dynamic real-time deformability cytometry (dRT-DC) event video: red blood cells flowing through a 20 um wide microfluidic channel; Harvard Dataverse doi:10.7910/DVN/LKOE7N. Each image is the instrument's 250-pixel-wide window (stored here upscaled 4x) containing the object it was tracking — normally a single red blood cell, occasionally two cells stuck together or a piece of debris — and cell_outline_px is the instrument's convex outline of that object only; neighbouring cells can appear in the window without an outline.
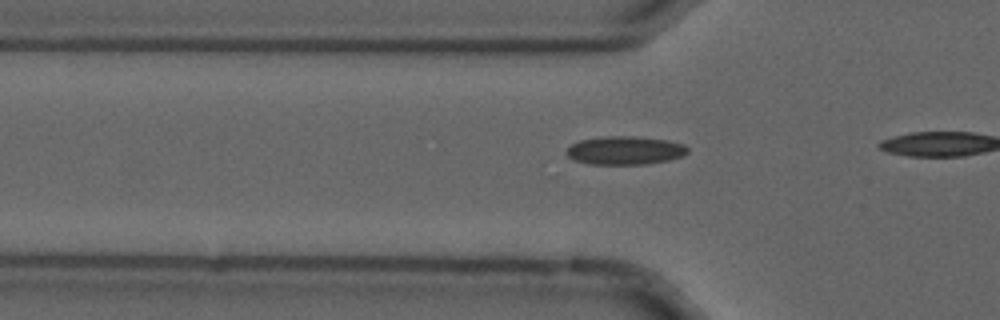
{"species": "common noctule bat (a hibernating species)", "species_latin": "Nyctalus noctula", "temperature_condition": "cold", "stored_images_in_passage": 14, "camera_frame_rate_fps": 3000, "um_per_image_px": 0.085, "animal": {"sex": "male", "forearm_length_mm": 52.5}, "frame": {"image": 1, "passage_image": 12, "time_ms": 3.667, "image_size_px": [1000, 320], "cell_outline_px": [[688, 152], [684, 156], [668, 160], [644, 164], [588, 164], [576, 160], [568, 156], [564, 152], [572, 144], [580, 140], [608, 136], [632, 136], [668, 140], [684, 144], [688, 148]], "centroid_in_image_um": [53.14, 12.78], "position_along_channel_um": 72.7, "area_um2": 20.0}}